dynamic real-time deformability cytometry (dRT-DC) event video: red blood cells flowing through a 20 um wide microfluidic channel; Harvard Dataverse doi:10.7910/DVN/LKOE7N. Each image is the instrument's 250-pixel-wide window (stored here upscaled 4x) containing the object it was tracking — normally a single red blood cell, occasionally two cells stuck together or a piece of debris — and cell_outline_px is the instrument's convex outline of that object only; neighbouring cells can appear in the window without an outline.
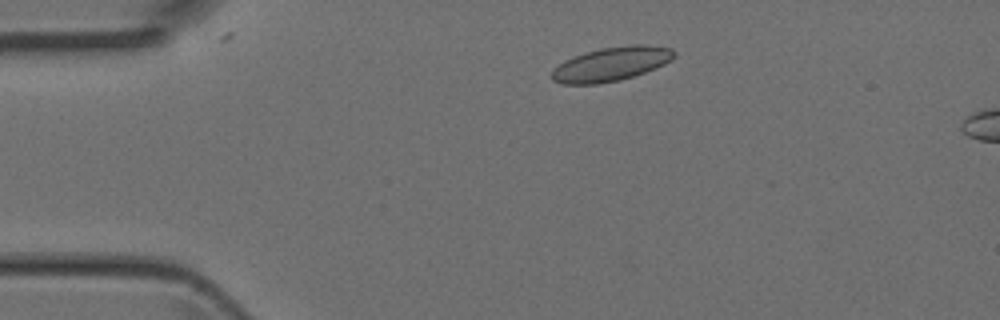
{"species": "Egyptian fruit bat (a non-hibernating species)", "species_latin": "Rousettus aegyptiacus", "temperature_condition": "room temperature", "stored_images_in_passage": 3, "camera_frame_rate_fps": 3000, "um_per_image_px": 0.085, "animal": {"sex": "female"}, "frame": {"image": 1, "passage_image": 2, "time_ms": 0.333, "image_size_px": [1000, 320], "cell_outline_px": [[676, 56], [672, 60], [656, 68], [620, 80], [596, 84], [564, 84], [552, 80], [552, 72], [564, 60], [584, 52], [600, 48], [632, 44], [644, 44], [672, 48], [676, 52]], "centroid_in_image_um": [51.99, 5.43], "position_along_channel_um": 33.0, "area_um2": 24.28}}